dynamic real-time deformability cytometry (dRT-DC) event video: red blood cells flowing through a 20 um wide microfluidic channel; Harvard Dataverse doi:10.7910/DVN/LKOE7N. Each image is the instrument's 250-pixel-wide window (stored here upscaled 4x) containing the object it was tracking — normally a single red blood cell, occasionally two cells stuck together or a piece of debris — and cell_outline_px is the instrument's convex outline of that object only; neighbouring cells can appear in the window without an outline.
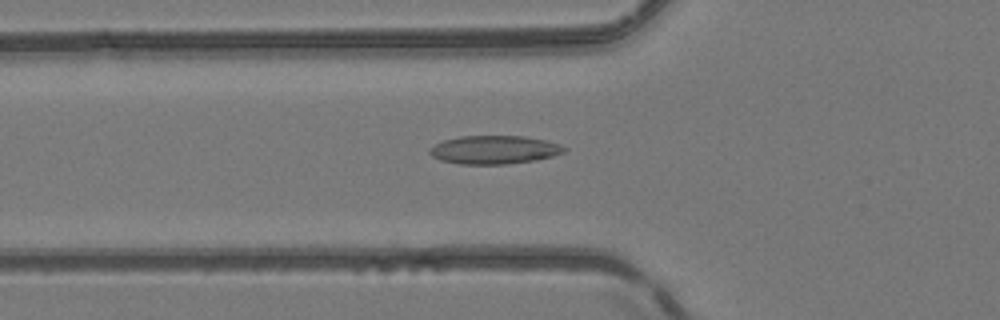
{"species": "common noctule bat (a hibernating species)", "species_latin": "Nyctalus noctula", "temperature_condition": "room temperature", "stored_images_in_passage": 51, "camera_frame_rate_fps": 3000, "um_per_image_px": 0.085, "animal": {"sex": "female", "body_mass_g": 24.6, "forearm_length_mm": 56.2}, "frame": {"image": 1, "passage_image": 19, "time_ms": 6.0, "image_size_px": [1000, 320], "cell_outline_px": [[568, 148], [564, 152], [552, 156], [536, 160], [504, 164], [460, 164], [440, 160], [432, 156], [428, 152], [428, 148], [444, 140], [460, 136], [524, 136], [544, 140], [560, 144]], "centroid_in_image_um": [42.0, 12.73], "position_along_channel_um": 83.8, "area_um2": 22.25}}
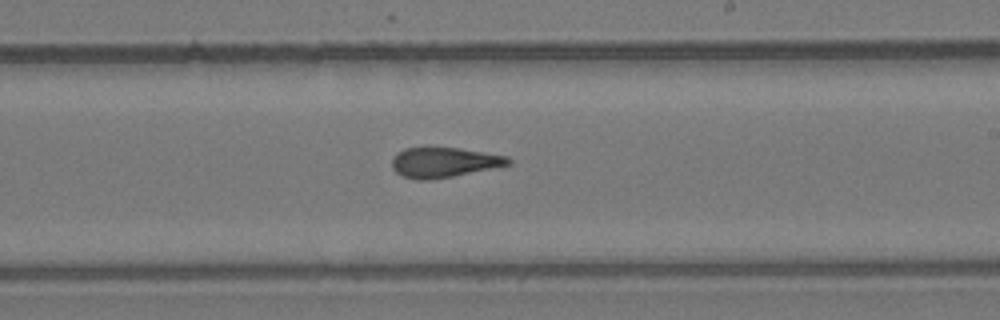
{"frame": {"image": 2, "passage_image": 31, "time_ms": 10.0, "image_size_px": [1000, 320], "cell_outline_px": [[512, 164], [452, 176], [428, 180], [416, 180], [400, 176], [392, 168], [392, 160], [404, 148], [460, 148], [508, 156], [512, 160]], "centroid_in_image_um": [37.75, 13.81], "position_along_channel_um": 251.3, "area_um2": 20.17}}
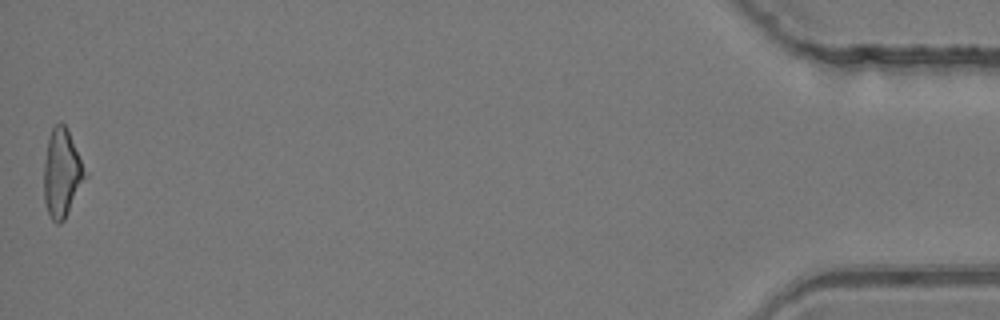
{"frame": {"image": 3, "passage_image": 51, "time_ms": 16.667, "image_size_px": [1000, 320], "cell_outline_px": [[88, 176], [64, 220], [60, 224], [56, 224], [52, 220], [48, 212], [44, 200], [44, 164], [48, 140], [52, 128], [60, 120], [68, 128]], "centroid_in_image_um": [5.27, 14.72], "position_along_channel_um": 429.9, "area_um2": 21.27}, "authors_computed_cell_mechanics": {"area_um2": 21.964, "velocity_mm_per_s": 4.1585, "shape_relaxation_time_tau1_ms": 4.6036, "shape_relaxation_time_tau2_ms": 3.5964, "deformation_change_tau1": 0.0904, "deformation_change_tau2": 0.1427}}